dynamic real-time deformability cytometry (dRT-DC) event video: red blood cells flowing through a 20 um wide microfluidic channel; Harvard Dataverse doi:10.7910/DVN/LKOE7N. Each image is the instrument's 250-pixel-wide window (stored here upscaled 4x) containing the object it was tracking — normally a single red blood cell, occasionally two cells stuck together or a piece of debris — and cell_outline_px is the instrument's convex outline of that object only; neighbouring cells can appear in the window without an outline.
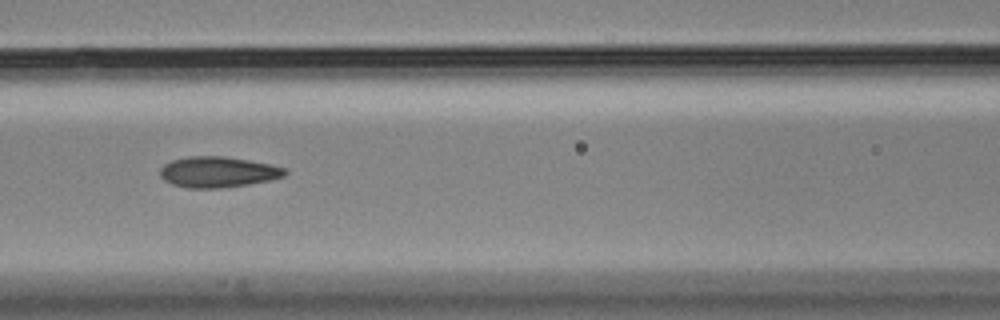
{"species": "Egyptian fruit bat (a non-hibernating species)", "species_latin": "Rousettus aegyptiacus", "temperature_condition": "cold", "stored_images_in_passage": 9, "camera_frame_rate_fps": 3000, "um_per_image_px": 0.085, "animal": {"sex": "male"}, "frame": {"image": 1, "passage_image": 7, "time_ms": 2.0, "image_size_px": [1000, 320], "cell_outline_px": [[288, 172], [284, 176], [268, 180], [248, 184], [220, 188], [188, 188], [172, 184], [164, 180], [160, 176], [160, 168], [164, 164], [172, 160], [188, 156], [224, 156], [272, 164], [284, 168]], "centroid_in_image_um": [18.5, 14.61], "position_along_channel_um": 148.1, "area_um2": 22.37}}
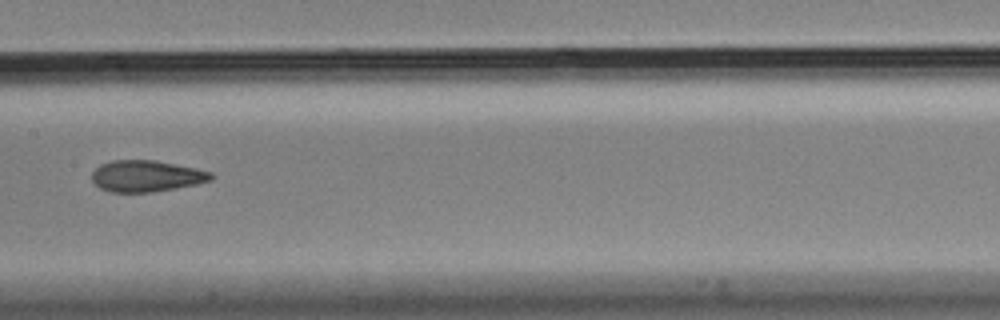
{"frame": {"image": 2, "passage_image": 8, "time_ms": 2.333, "image_size_px": [1000, 320], "cell_outline_px": [[216, 176], [212, 180], [196, 184], [152, 192], [112, 192], [100, 188], [92, 180], [92, 172], [100, 164], [112, 160], [156, 160], [196, 168], [212, 172]], "centroid_in_image_um": [12.46, 14.95], "position_along_channel_um": 194.9, "area_um2": 21.85}}
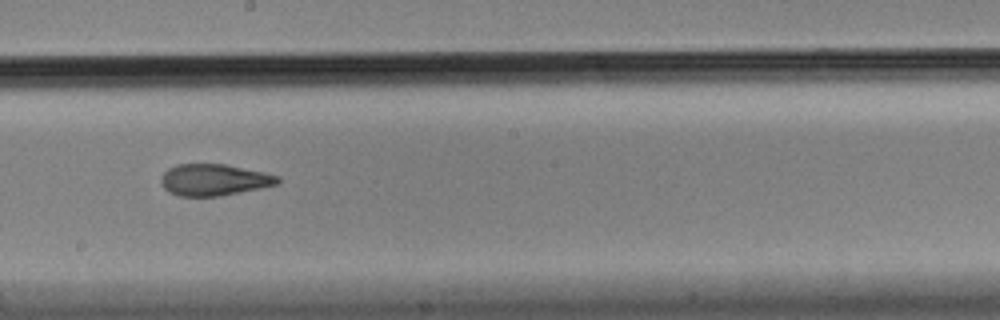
{"frame": {"image": 3, "passage_image": 9, "time_ms": 2.667, "image_size_px": [1000, 320], "cell_outline_px": [[280, 180], [276, 184], [260, 188], [220, 196], [180, 196], [168, 192], [164, 188], [160, 180], [164, 172], [168, 168], [176, 164], [224, 164], [264, 172], [280, 176]], "centroid_in_image_um": [18.17, 15.28], "position_along_channel_um": 230.0, "area_um2": 21.39}}